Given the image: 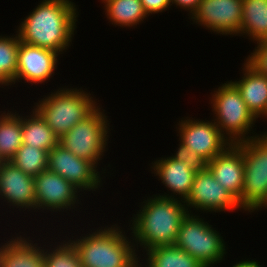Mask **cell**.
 Returning <instances> with one entry per match:
<instances>
[{"label": "cell", "mask_w": 267, "mask_h": 267, "mask_svg": "<svg viewBox=\"0 0 267 267\" xmlns=\"http://www.w3.org/2000/svg\"><path fill=\"white\" fill-rule=\"evenodd\" d=\"M10 162L24 173L36 177L48 167V151L22 144Z\"/></svg>", "instance_id": "484cf974"}, {"label": "cell", "mask_w": 267, "mask_h": 267, "mask_svg": "<svg viewBox=\"0 0 267 267\" xmlns=\"http://www.w3.org/2000/svg\"><path fill=\"white\" fill-rule=\"evenodd\" d=\"M184 202L188 213H193L194 210L198 214L233 210L245 212L238 199L217 182L208 167L196 172L191 193Z\"/></svg>", "instance_id": "9c48e42d"}, {"label": "cell", "mask_w": 267, "mask_h": 267, "mask_svg": "<svg viewBox=\"0 0 267 267\" xmlns=\"http://www.w3.org/2000/svg\"><path fill=\"white\" fill-rule=\"evenodd\" d=\"M64 87V88H63ZM43 95L32 106L60 138L75 124L84 120L101 104L89 91L63 86ZM51 93V94H50Z\"/></svg>", "instance_id": "277c9868"}, {"label": "cell", "mask_w": 267, "mask_h": 267, "mask_svg": "<svg viewBox=\"0 0 267 267\" xmlns=\"http://www.w3.org/2000/svg\"><path fill=\"white\" fill-rule=\"evenodd\" d=\"M176 124L177 136L191 151L202 156L207 162L219 155L231 144L220 132L214 120H200L182 117Z\"/></svg>", "instance_id": "7c38bea8"}, {"label": "cell", "mask_w": 267, "mask_h": 267, "mask_svg": "<svg viewBox=\"0 0 267 267\" xmlns=\"http://www.w3.org/2000/svg\"><path fill=\"white\" fill-rule=\"evenodd\" d=\"M140 261L147 267H204L194 257L176 245L157 246L145 252ZM145 258V259H144Z\"/></svg>", "instance_id": "cb8c5ba5"}, {"label": "cell", "mask_w": 267, "mask_h": 267, "mask_svg": "<svg viewBox=\"0 0 267 267\" xmlns=\"http://www.w3.org/2000/svg\"><path fill=\"white\" fill-rule=\"evenodd\" d=\"M242 7L243 0H202L190 21L216 35L238 36Z\"/></svg>", "instance_id": "4fadbf2b"}, {"label": "cell", "mask_w": 267, "mask_h": 267, "mask_svg": "<svg viewBox=\"0 0 267 267\" xmlns=\"http://www.w3.org/2000/svg\"><path fill=\"white\" fill-rule=\"evenodd\" d=\"M242 9L238 36H245L254 43L267 40V0H243Z\"/></svg>", "instance_id": "ffe728a7"}, {"label": "cell", "mask_w": 267, "mask_h": 267, "mask_svg": "<svg viewBox=\"0 0 267 267\" xmlns=\"http://www.w3.org/2000/svg\"><path fill=\"white\" fill-rule=\"evenodd\" d=\"M4 199V200H3ZM0 201L14 211L37 212L35 204L34 177L24 173L10 161L0 166ZM5 203V204H4ZM7 203V204H6Z\"/></svg>", "instance_id": "9a60e30c"}, {"label": "cell", "mask_w": 267, "mask_h": 267, "mask_svg": "<svg viewBox=\"0 0 267 267\" xmlns=\"http://www.w3.org/2000/svg\"><path fill=\"white\" fill-rule=\"evenodd\" d=\"M64 239L61 240L60 238L61 242H55L56 239H54L49 245H46V242H42V244L45 243L44 267H83L73 243L67 237H64Z\"/></svg>", "instance_id": "d4e9b609"}, {"label": "cell", "mask_w": 267, "mask_h": 267, "mask_svg": "<svg viewBox=\"0 0 267 267\" xmlns=\"http://www.w3.org/2000/svg\"><path fill=\"white\" fill-rule=\"evenodd\" d=\"M5 161L3 160V158L0 156V166L4 163Z\"/></svg>", "instance_id": "e575fe53"}, {"label": "cell", "mask_w": 267, "mask_h": 267, "mask_svg": "<svg viewBox=\"0 0 267 267\" xmlns=\"http://www.w3.org/2000/svg\"><path fill=\"white\" fill-rule=\"evenodd\" d=\"M103 5L107 20L115 27L135 28L149 17L140 0H107Z\"/></svg>", "instance_id": "7402d4cb"}, {"label": "cell", "mask_w": 267, "mask_h": 267, "mask_svg": "<svg viewBox=\"0 0 267 267\" xmlns=\"http://www.w3.org/2000/svg\"><path fill=\"white\" fill-rule=\"evenodd\" d=\"M0 35V72L12 83L18 65L20 39L17 34Z\"/></svg>", "instance_id": "4316f807"}, {"label": "cell", "mask_w": 267, "mask_h": 267, "mask_svg": "<svg viewBox=\"0 0 267 267\" xmlns=\"http://www.w3.org/2000/svg\"><path fill=\"white\" fill-rule=\"evenodd\" d=\"M101 168L102 171L100 172L93 163L77 157L60 144H57L48 152L47 169L68 180L81 193L84 191L93 193V191L96 192L100 187H103L102 180L107 172H105L106 167L105 169Z\"/></svg>", "instance_id": "30bf717a"}, {"label": "cell", "mask_w": 267, "mask_h": 267, "mask_svg": "<svg viewBox=\"0 0 267 267\" xmlns=\"http://www.w3.org/2000/svg\"><path fill=\"white\" fill-rule=\"evenodd\" d=\"M146 197L127 223L138 256L141 250L144 255L157 246L175 245L181 222L188 213L183 200L156 194Z\"/></svg>", "instance_id": "7a4b0ae2"}, {"label": "cell", "mask_w": 267, "mask_h": 267, "mask_svg": "<svg viewBox=\"0 0 267 267\" xmlns=\"http://www.w3.org/2000/svg\"><path fill=\"white\" fill-rule=\"evenodd\" d=\"M36 210L41 213L76 210L83 193L72 183L48 169L34 177ZM81 195V196H80ZM66 209V210H65ZM40 210V211H39ZM63 210V211H62ZM46 211V212H44Z\"/></svg>", "instance_id": "8fae6325"}, {"label": "cell", "mask_w": 267, "mask_h": 267, "mask_svg": "<svg viewBox=\"0 0 267 267\" xmlns=\"http://www.w3.org/2000/svg\"><path fill=\"white\" fill-rule=\"evenodd\" d=\"M175 160L183 161L190 169L199 172L207 168L208 162L196 152L191 151L186 145L179 142L176 153L171 155Z\"/></svg>", "instance_id": "83f0119b"}, {"label": "cell", "mask_w": 267, "mask_h": 267, "mask_svg": "<svg viewBox=\"0 0 267 267\" xmlns=\"http://www.w3.org/2000/svg\"><path fill=\"white\" fill-rule=\"evenodd\" d=\"M171 6L175 5L176 8H181L182 10L187 11L188 19L196 12L199 7V4L202 0H170ZM178 6V7H177Z\"/></svg>", "instance_id": "4dcf8cb0"}, {"label": "cell", "mask_w": 267, "mask_h": 267, "mask_svg": "<svg viewBox=\"0 0 267 267\" xmlns=\"http://www.w3.org/2000/svg\"><path fill=\"white\" fill-rule=\"evenodd\" d=\"M60 54L46 48L32 46L20 41L18 51V65L12 86L18 82L45 84L54 77L58 69Z\"/></svg>", "instance_id": "5bb4252c"}, {"label": "cell", "mask_w": 267, "mask_h": 267, "mask_svg": "<svg viewBox=\"0 0 267 267\" xmlns=\"http://www.w3.org/2000/svg\"><path fill=\"white\" fill-rule=\"evenodd\" d=\"M105 226V227H104ZM86 234L67 237L75 246L83 267H133L139 260L132 235L119 224L104 225ZM95 230V231H94ZM76 237V238H75ZM74 238V239H73Z\"/></svg>", "instance_id": "3957f363"}, {"label": "cell", "mask_w": 267, "mask_h": 267, "mask_svg": "<svg viewBox=\"0 0 267 267\" xmlns=\"http://www.w3.org/2000/svg\"><path fill=\"white\" fill-rule=\"evenodd\" d=\"M212 91L209 97L213 112L212 118L222 135L231 144L261 135L253 129L256 121L259 120L248 110L240 92L230 81L220 84Z\"/></svg>", "instance_id": "5b68a950"}, {"label": "cell", "mask_w": 267, "mask_h": 267, "mask_svg": "<svg viewBox=\"0 0 267 267\" xmlns=\"http://www.w3.org/2000/svg\"><path fill=\"white\" fill-rule=\"evenodd\" d=\"M100 105L58 140V144L63 148L93 163L98 169L108 150L109 134H111L109 125L111 121Z\"/></svg>", "instance_id": "8992f818"}, {"label": "cell", "mask_w": 267, "mask_h": 267, "mask_svg": "<svg viewBox=\"0 0 267 267\" xmlns=\"http://www.w3.org/2000/svg\"><path fill=\"white\" fill-rule=\"evenodd\" d=\"M21 233L15 232L6 243L1 242L0 267H44V245Z\"/></svg>", "instance_id": "ac0fdd59"}, {"label": "cell", "mask_w": 267, "mask_h": 267, "mask_svg": "<svg viewBox=\"0 0 267 267\" xmlns=\"http://www.w3.org/2000/svg\"><path fill=\"white\" fill-rule=\"evenodd\" d=\"M242 141L244 186L241 206L245 212L262 211L267 205V132Z\"/></svg>", "instance_id": "ba28073f"}, {"label": "cell", "mask_w": 267, "mask_h": 267, "mask_svg": "<svg viewBox=\"0 0 267 267\" xmlns=\"http://www.w3.org/2000/svg\"><path fill=\"white\" fill-rule=\"evenodd\" d=\"M263 265V266H262ZM260 265V261L258 262V260H248L246 259H242V261H238L236 263H234L232 266L230 267H264V264Z\"/></svg>", "instance_id": "1f68e13d"}, {"label": "cell", "mask_w": 267, "mask_h": 267, "mask_svg": "<svg viewBox=\"0 0 267 267\" xmlns=\"http://www.w3.org/2000/svg\"><path fill=\"white\" fill-rule=\"evenodd\" d=\"M207 167L217 182L230 191L241 205V193L244 186L242 143L229 144L219 155L208 162Z\"/></svg>", "instance_id": "e0dca14e"}, {"label": "cell", "mask_w": 267, "mask_h": 267, "mask_svg": "<svg viewBox=\"0 0 267 267\" xmlns=\"http://www.w3.org/2000/svg\"><path fill=\"white\" fill-rule=\"evenodd\" d=\"M147 15L162 13L171 8L170 0H140Z\"/></svg>", "instance_id": "f546056e"}, {"label": "cell", "mask_w": 267, "mask_h": 267, "mask_svg": "<svg viewBox=\"0 0 267 267\" xmlns=\"http://www.w3.org/2000/svg\"><path fill=\"white\" fill-rule=\"evenodd\" d=\"M11 110L0 111V156L4 161H10L23 144L22 114Z\"/></svg>", "instance_id": "603a6c76"}, {"label": "cell", "mask_w": 267, "mask_h": 267, "mask_svg": "<svg viewBox=\"0 0 267 267\" xmlns=\"http://www.w3.org/2000/svg\"><path fill=\"white\" fill-rule=\"evenodd\" d=\"M245 61L257 72L267 76V40L259 41Z\"/></svg>", "instance_id": "f1b7e54d"}, {"label": "cell", "mask_w": 267, "mask_h": 267, "mask_svg": "<svg viewBox=\"0 0 267 267\" xmlns=\"http://www.w3.org/2000/svg\"><path fill=\"white\" fill-rule=\"evenodd\" d=\"M241 79L230 80L240 92L248 110L258 118L267 119V76L257 72L245 60ZM266 118V119H265Z\"/></svg>", "instance_id": "d6986e66"}, {"label": "cell", "mask_w": 267, "mask_h": 267, "mask_svg": "<svg viewBox=\"0 0 267 267\" xmlns=\"http://www.w3.org/2000/svg\"><path fill=\"white\" fill-rule=\"evenodd\" d=\"M77 7L73 0H41L17 25L20 41L64 54L77 28Z\"/></svg>", "instance_id": "6da1fadb"}, {"label": "cell", "mask_w": 267, "mask_h": 267, "mask_svg": "<svg viewBox=\"0 0 267 267\" xmlns=\"http://www.w3.org/2000/svg\"><path fill=\"white\" fill-rule=\"evenodd\" d=\"M3 86L9 88V86H12V83L0 72V87L4 88Z\"/></svg>", "instance_id": "d6a6232c"}, {"label": "cell", "mask_w": 267, "mask_h": 267, "mask_svg": "<svg viewBox=\"0 0 267 267\" xmlns=\"http://www.w3.org/2000/svg\"><path fill=\"white\" fill-rule=\"evenodd\" d=\"M31 109L30 116L22 113V143L49 152L58 144L59 138L40 114Z\"/></svg>", "instance_id": "44dd1931"}, {"label": "cell", "mask_w": 267, "mask_h": 267, "mask_svg": "<svg viewBox=\"0 0 267 267\" xmlns=\"http://www.w3.org/2000/svg\"><path fill=\"white\" fill-rule=\"evenodd\" d=\"M175 245L194 257L204 267L225 261L226 242L209 221L200 214L187 213L177 234Z\"/></svg>", "instance_id": "52a82bcc"}, {"label": "cell", "mask_w": 267, "mask_h": 267, "mask_svg": "<svg viewBox=\"0 0 267 267\" xmlns=\"http://www.w3.org/2000/svg\"><path fill=\"white\" fill-rule=\"evenodd\" d=\"M133 267H147L142 261L140 260L133 266Z\"/></svg>", "instance_id": "836d02e7"}, {"label": "cell", "mask_w": 267, "mask_h": 267, "mask_svg": "<svg viewBox=\"0 0 267 267\" xmlns=\"http://www.w3.org/2000/svg\"><path fill=\"white\" fill-rule=\"evenodd\" d=\"M151 165L149 164L151 173L158 178V181L161 180L168 192V194L164 192L156 195L183 201L188 198L196 171L190 169L183 161L175 160L171 156L166 157V155L155 159Z\"/></svg>", "instance_id": "2e32d148"}]
</instances>
